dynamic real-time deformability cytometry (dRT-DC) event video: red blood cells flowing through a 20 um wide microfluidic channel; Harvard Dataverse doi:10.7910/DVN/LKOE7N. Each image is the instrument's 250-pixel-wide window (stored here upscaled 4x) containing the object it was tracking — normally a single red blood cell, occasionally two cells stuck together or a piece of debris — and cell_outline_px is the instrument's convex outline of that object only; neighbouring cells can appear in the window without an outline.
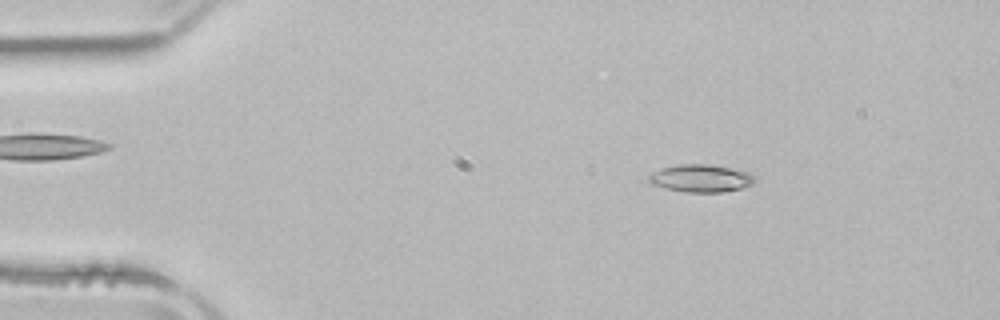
{"species": "common noctule bat (a hibernating species)", "species_latin": "Nyctalus noctula", "temperature_condition": "room temperature", "stored_images_in_passage": 2, "camera_frame_rate_fps": 3000, "um_per_image_px": 0.085, "animal": {"sex": "male", "body_mass_g": 21.5, "forearm_length_mm": 52.0}, "frame": {"image": 1, "passage_image": 1, "time_ms": 0.0, "image_size_px": [1000, 320], "cell_outline_px": [[756, 180], [752, 184], [740, 188], [724, 192], [684, 192], [664, 188], [652, 184], [648, 180], [648, 176], [652, 172], [660, 168], [676, 164], [708, 164], [748, 172], [756, 176]], "centroid_in_image_um": [59.54, 15.15], "position_along_channel_um": 25.5, "area_um2": 17.11}}
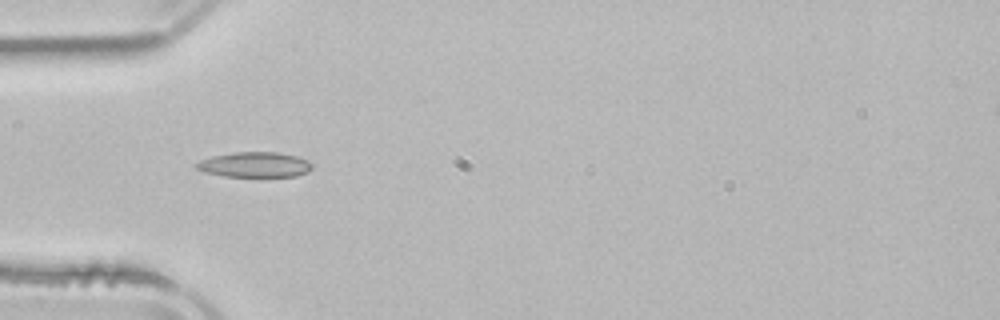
{"frame": {"image": 2, "passage_image": 2, "time_ms": 2.667, "image_size_px": [1000, 320], "cell_outline_px": [[312, 168], [308, 172], [296, 176], [224, 176], [204, 172], [196, 168], [192, 164], [200, 160], [212, 156], [232, 152], [276, 152], [300, 156], [308, 160], [312, 164]], "centroid_in_image_um": [21.64, 13.98], "position_along_channel_um": 63.4, "area_um2": 17.17}}